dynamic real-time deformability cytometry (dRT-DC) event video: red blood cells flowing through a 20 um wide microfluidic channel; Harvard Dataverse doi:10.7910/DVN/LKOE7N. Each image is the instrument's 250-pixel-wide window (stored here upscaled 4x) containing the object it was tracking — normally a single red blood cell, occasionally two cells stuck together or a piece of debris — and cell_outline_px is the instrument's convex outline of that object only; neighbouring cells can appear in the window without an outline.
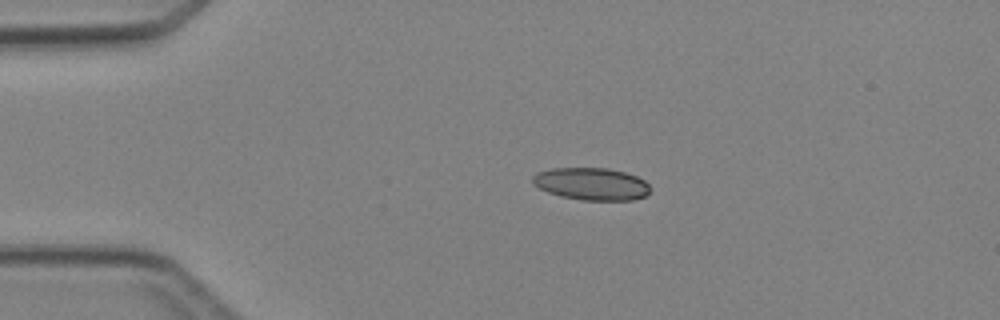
{"species": "Egyptian fruit bat (a non-hibernating species)", "species_latin": "Rousettus aegyptiacus", "temperature_condition": "cold", "stored_images_in_passage": 4, "camera_frame_rate_fps": 3000, "um_per_image_px": 0.085, "animal": {"sex": "female"}, "frame": {"image": 1, "passage_image": 3, "time_ms": 2.333, "image_size_px": [1000, 320], "cell_outline_px": [[648, 192], [644, 196], [632, 200], [580, 200], [560, 196], [548, 192], [532, 184], [532, 176], [536, 172], [552, 168], [608, 168], [624, 172], [636, 176], [644, 180], [648, 184]], "centroid_in_image_um": [50.22, 15.63], "position_along_channel_um": 34.8, "area_um2": 22.14}}